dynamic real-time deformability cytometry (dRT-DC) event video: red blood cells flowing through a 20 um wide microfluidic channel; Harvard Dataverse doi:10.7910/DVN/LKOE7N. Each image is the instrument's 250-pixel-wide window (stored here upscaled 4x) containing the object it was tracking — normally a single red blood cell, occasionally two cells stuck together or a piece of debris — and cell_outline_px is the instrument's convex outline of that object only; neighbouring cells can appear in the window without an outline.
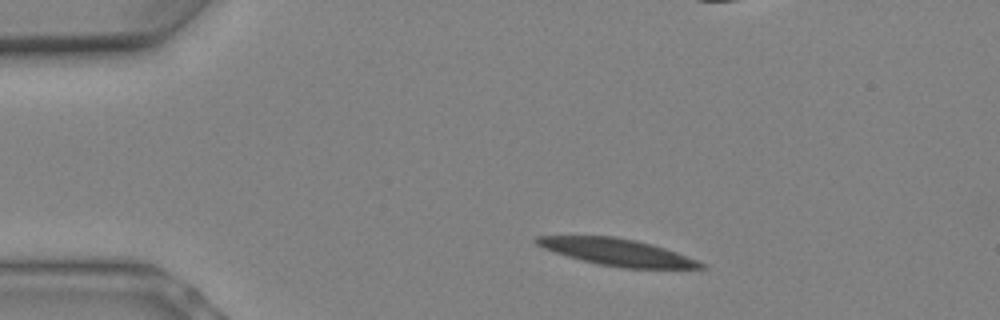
{"species": "Egyptian fruit bat (a non-hibernating species)", "species_latin": "Rousettus aegyptiacus", "temperature_condition": "warm", "stored_images_in_passage": 7, "camera_frame_rate_fps": 3000, "um_per_image_px": 0.085, "animal": {"sex": "female"}, "frame": {"image": 1, "passage_image": 1, "time_ms": 0.0, "image_size_px": [1000, 320], "cell_outline_px": [[708, 268], [624, 268], [600, 264], [568, 256], [544, 248], [536, 244], [532, 240], [536, 236], [616, 236], [636, 240], [652, 244], [676, 252], [708, 264]], "centroid_in_image_um": [52.5, 21.42], "position_along_channel_um": 32.5, "area_um2": 25.49}}